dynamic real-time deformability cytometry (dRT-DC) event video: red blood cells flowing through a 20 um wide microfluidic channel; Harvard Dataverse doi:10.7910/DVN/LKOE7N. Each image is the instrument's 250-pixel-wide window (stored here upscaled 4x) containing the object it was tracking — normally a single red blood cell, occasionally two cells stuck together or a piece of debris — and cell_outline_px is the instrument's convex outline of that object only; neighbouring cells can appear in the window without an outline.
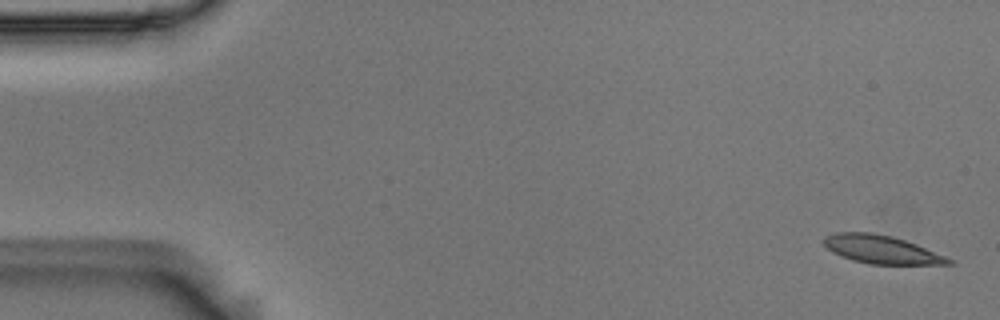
{"species": "Egyptian fruit bat (a non-hibernating species)", "species_latin": "Rousettus aegyptiacus", "temperature_condition": "room temperature", "stored_images_in_passage": 5, "camera_frame_rate_fps": 3000, "um_per_image_px": 0.085, "animal": {"sex": "male"}, "frame": {"image": 1, "passage_image": 1, "time_ms": 0.0, "image_size_px": [1000, 320], "cell_outline_px": [[956, 264], [868, 264], [852, 260], [832, 252], [820, 240], [824, 236], [836, 232], [872, 232], [892, 236], [916, 244], [956, 260]], "centroid_in_image_um": [74.92, 21.2], "position_along_channel_um": 10.1, "area_um2": 20.69}}
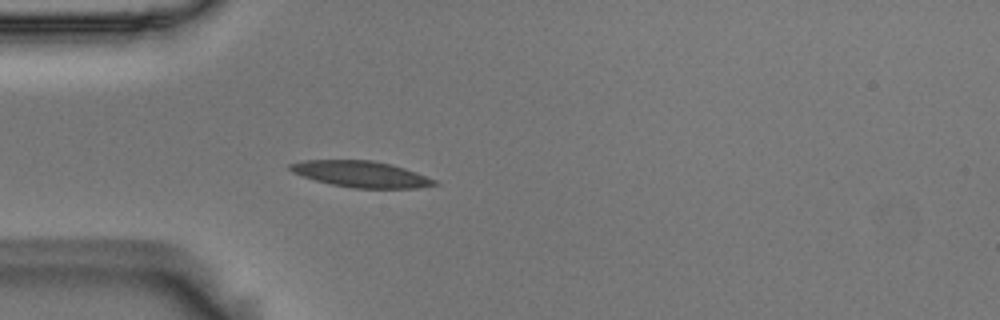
{"frame": {"image": 2, "passage_image": 5, "time_ms": 1.333, "image_size_px": [1000, 320], "cell_outline_px": [[440, 184], [416, 188], [352, 188], [332, 184], [316, 180], [292, 172], [288, 168], [288, 164], [304, 160], [372, 160], [392, 164], [416, 172], [436, 180]], "centroid_in_image_um": [30.7, 14.79], "position_along_channel_um": 54.3, "area_um2": 21.96}}